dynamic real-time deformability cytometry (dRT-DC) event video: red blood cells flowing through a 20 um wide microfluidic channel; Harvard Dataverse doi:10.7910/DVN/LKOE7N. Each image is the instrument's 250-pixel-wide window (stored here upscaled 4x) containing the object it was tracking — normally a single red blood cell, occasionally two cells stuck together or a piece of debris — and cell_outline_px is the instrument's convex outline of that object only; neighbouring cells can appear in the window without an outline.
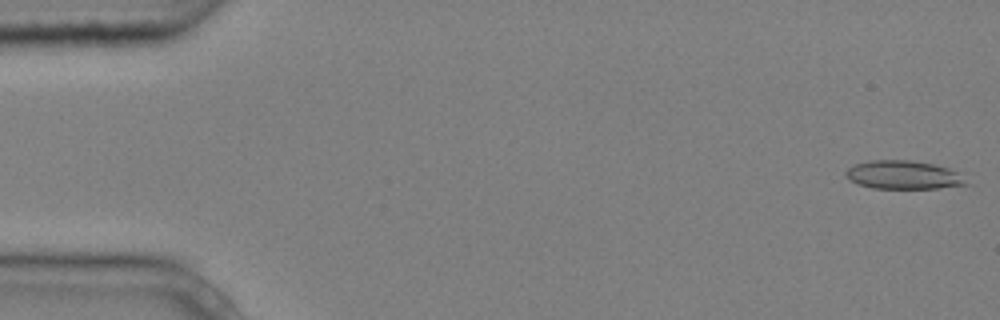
{"species": "common noctule bat (a hibernating species)", "species_latin": "Nyctalus noctula", "temperature_condition": "cold", "stored_images_in_passage": 6, "camera_frame_rate_fps": 3000, "um_per_image_px": 0.085, "animal": {"sex": "male", "body_mass_g": 20.4}, "frame": {"image": 1, "passage_image": 1, "time_ms": 0.0, "image_size_px": [1000, 320], "cell_outline_px": [[968, 184], [936, 188], [872, 188], [856, 184], [844, 172], [852, 164], [868, 160], [908, 160], [936, 164], [948, 168], [956, 172]], "centroid_in_image_um": [76.72, 14.85], "position_along_channel_um": 8.3, "area_um2": 19.77}}
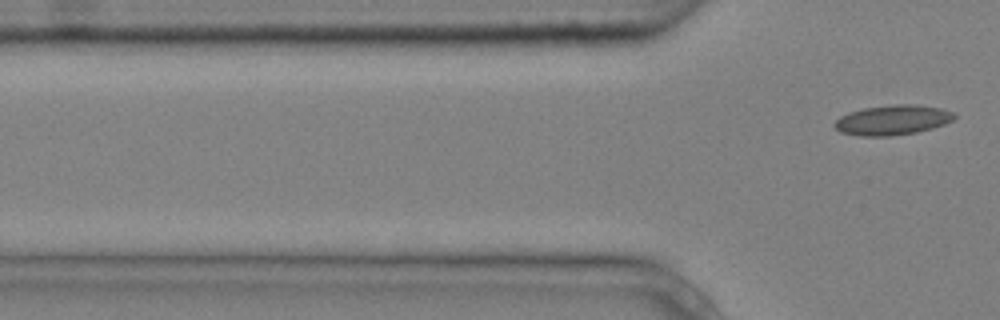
{"frame": {"image": 2, "passage_image": 6, "time_ms": 1.667, "image_size_px": [1000, 320], "cell_outline_px": [[956, 116], [952, 120], [944, 124], [932, 128], [916, 132], [892, 136], [860, 136], [840, 132], [832, 124], [840, 116], [848, 112], [864, 108], [896, 104], [916, 104], [944, 108], [956, 112]], "centroid_in_image_um": [75.88, 10.19], "position_along_channel_um": 49.9, "area_um2": 21.1}}